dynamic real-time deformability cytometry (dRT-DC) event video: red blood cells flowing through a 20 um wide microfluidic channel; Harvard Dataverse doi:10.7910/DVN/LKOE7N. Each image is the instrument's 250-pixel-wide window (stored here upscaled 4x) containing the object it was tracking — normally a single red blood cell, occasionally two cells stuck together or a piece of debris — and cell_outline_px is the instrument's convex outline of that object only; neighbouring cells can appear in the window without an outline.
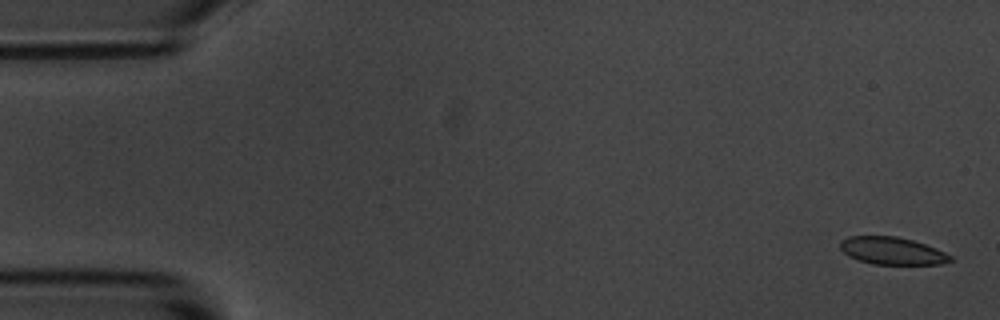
{"species": "common noctule bat (a hibernating species)", "species_latin": "Nyctalus noctula", "temperature_condition": "room temperature", "stored_images_in_passage": 5, "camera_frame_rate_fps": 3000, "um_per_image_px": 0.085, "animal": {"sex": "male", "body_mass_g": 20.1, "forearm_length_mm": 53.5}, "frame": {"image": 1, "passage_image": 1, "time_ms": 0.0, "image_size_px": [1000, 320], "cell_outline_px": [[952, 260], [940, 264], [872, 264], [848, 256], [840, 248], [840, 240], [848, 236], [896, 236], [912, 240], [936, 248], [952, 256]], "centroid_in_image_um": [75.81, 21.31], "position_along_channel_um": 9.2, "area_um2": 17.51}}
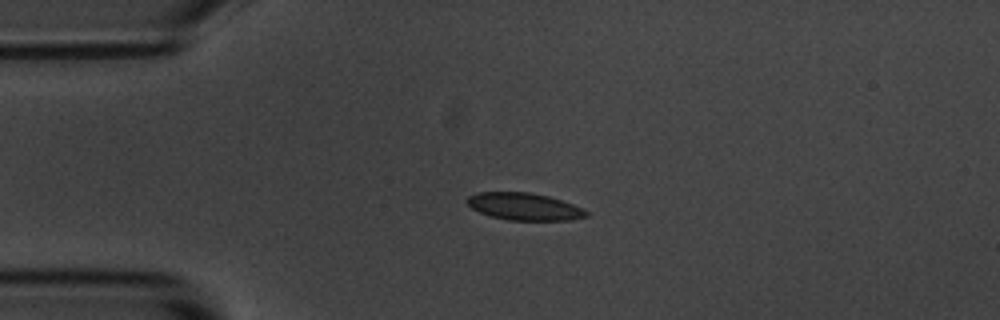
{"frame": {"image": 2, "passage_image": 4, "time_ms": 3.667, "image_size_px": [1000, 320], "cell_outline_px": [[588, 216], [572, 220], [508, 220], [492, 216], [480, 212], [472, 208], [464, 200], [468, 196], [476, 192], [532, 192], [548, 196], [572, 204], [588, 212]], "centroid_in_image_um": [44.53, 17.55], "position_along_channel_um": 40.5, "area_um2": 18.84}}